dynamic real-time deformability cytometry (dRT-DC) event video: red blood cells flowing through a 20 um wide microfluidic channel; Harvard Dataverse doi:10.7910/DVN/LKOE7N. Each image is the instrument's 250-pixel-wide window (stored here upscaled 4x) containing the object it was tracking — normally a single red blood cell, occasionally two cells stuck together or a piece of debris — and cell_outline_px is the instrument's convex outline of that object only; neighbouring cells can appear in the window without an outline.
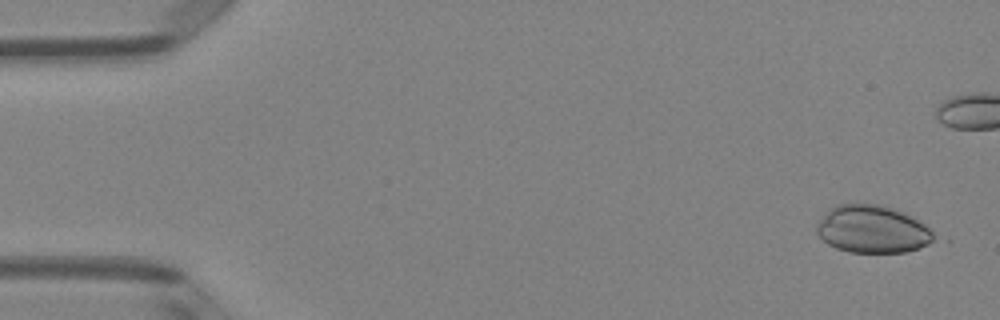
{"species": "Egyptian fruit bat (a non-hibernating species)", "species_latin": "Rousettus aegyptiacus", "temperature_condition": "room temperature", "stored_images_in_passage": 41, "camera_frame_rate_fps": 3000, "um_per_image_px": 0.085, "animal": {"sex": "female"}, "frame": {"image": 1, "passage_image": 2, "time_ms": 0.333, "image_size_px": [1000, 320], "cell_outline_px": [[936, 240], [928, 244], [908, 252], [848, 252], [836, 248], [828, 244], [816, 232], [816, 224], [828, 208], [836, 204], [880, 204], [892, 208], [924, 224], [932, 232]], "centroid_in_image_um": [74.11, 19.49], "position_along_channel_um": 10.9, "area_um2": 32.31}}
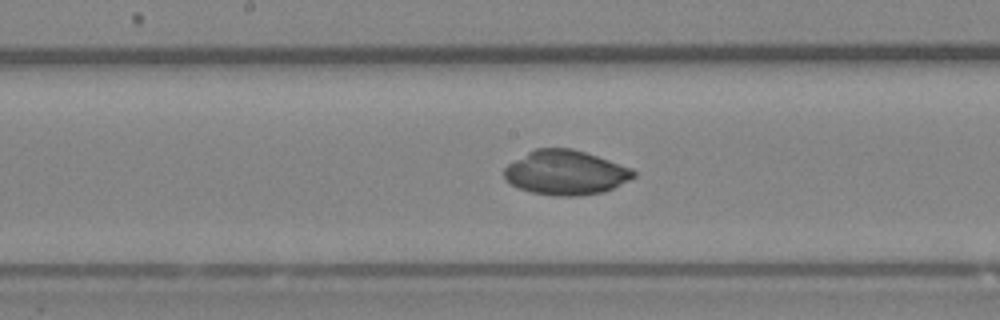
{"frame": {"image": 2, "passage_image": 26, "time_ms": 8.333, "image_size_px": [1000, 320], "cell_outline_px": [[636, 176], [604, 192], [580, 196], [552, 196], [532, 192], [520, 188], [504, 180], [504, 168], [508, 164], [528, 152], [536, 148], [572, 148], [632, 168], [636, 172]], "centroid_in_image_um": [48.07, 14.68], "position_along_channel_um": 200.1, "area_um2": 33.41}}
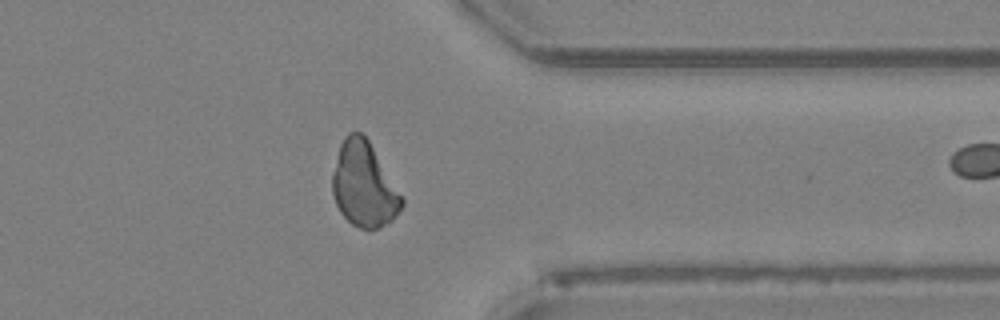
{"frame": {"image": 3, "passage_image": 40, "time_ms": 13.0, "image_size_px": [1000, 320], "cell_outline_px": [[404, 204], [392, 220], [380, 228], [360, 228], [352, 224], [340, 212], [336, 204], [332, 192], [332, 172], [340, 144], [344, 136], [348, 132], [360, 132], [368, 140], [404, 200]], "centroid_in_image_um": [30.91, 15.7], "position_along_channel_um": 380.5, "area_um2": 33.87}}